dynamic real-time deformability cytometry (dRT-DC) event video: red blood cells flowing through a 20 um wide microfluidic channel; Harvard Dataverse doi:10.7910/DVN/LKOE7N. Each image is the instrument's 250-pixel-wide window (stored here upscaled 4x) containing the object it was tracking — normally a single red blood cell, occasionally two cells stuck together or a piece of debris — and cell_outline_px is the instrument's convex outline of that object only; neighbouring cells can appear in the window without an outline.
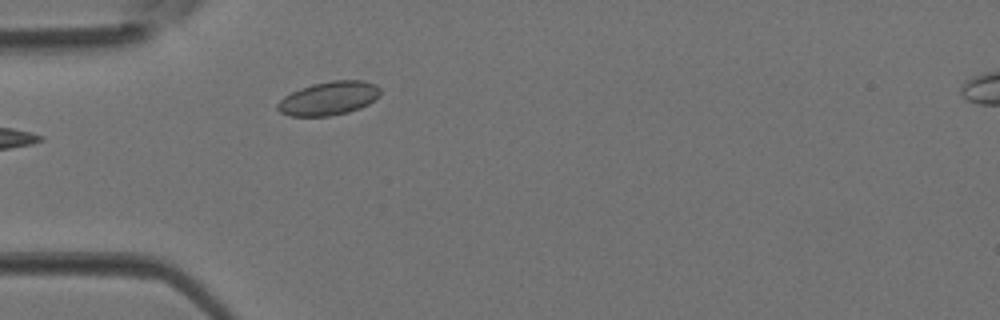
{"species": "Egyptian fruit bat (a non-hibernating species)", "species_latin": "Rousettus aegyptiacus", "temperature_condition": "room temperature", "stored_images_in_passage": 3, "camera_frame_rate_fps": 3000, "um_per_image_px": 0.085, "animal": {"sex": "female"}, "frame": {"image": 1, "passage_image": 2, "time_ms": 0.333, "image_size_px": [1000, 320], "cell_outline_px": [[380, 96], [368, 104], [360, 108], [348, 112], [328, 116], [288, 116], [280, 112], [276, 108], [276, 104], [284, 96], [300, 88], [312, 84], [332, 80], [364, 80], [376, 84], [380, 88]], "centroid_in_image_um": [27.95, 8.35], "position_along_channel_um": 57.1, "area_um2": 20.29}}